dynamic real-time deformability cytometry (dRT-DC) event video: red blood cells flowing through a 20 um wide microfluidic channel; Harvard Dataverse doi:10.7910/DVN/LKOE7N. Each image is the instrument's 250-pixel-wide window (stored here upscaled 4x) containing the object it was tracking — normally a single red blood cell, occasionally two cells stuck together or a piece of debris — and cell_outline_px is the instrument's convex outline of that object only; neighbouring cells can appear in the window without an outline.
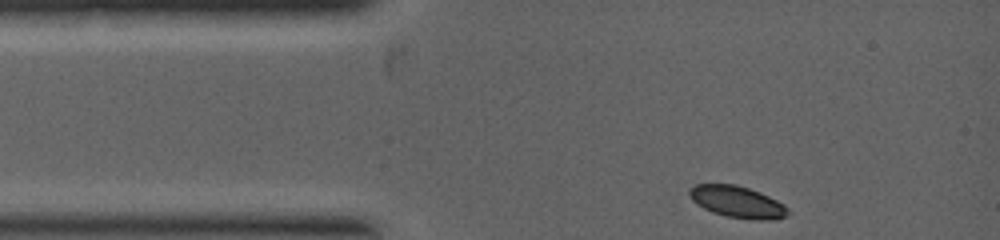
{"species": "common noctule bat (a hibernating species)", "species_latin": "Nyctalus noctula", "temperature_condition": "warm", "stored_images_in_passage": 3, "camera_frame_rate_fps": 5000, "um_per_image_px": 0.085, "animal": {"sex": "female", "body_mass_g": 19.0, "forearm_length_mm": 53.3}, "frame": {"image": 1, "passage_image": 1, "time_ms": 0.0, "image_size_px": [1000, 240], "cell_outline_px": [[792, 212], [788, 216], [772, 220], [752, 220], [724, 216], [712, 212], [696, 204], [688, 196], [688, 188], [696, 184], [736, 184], [760, 192], [784, 204]], "centroid_in_image_um": [62.68, 17.17], "position_along_channel_um": 22.3, "area_um2": 18.55}}
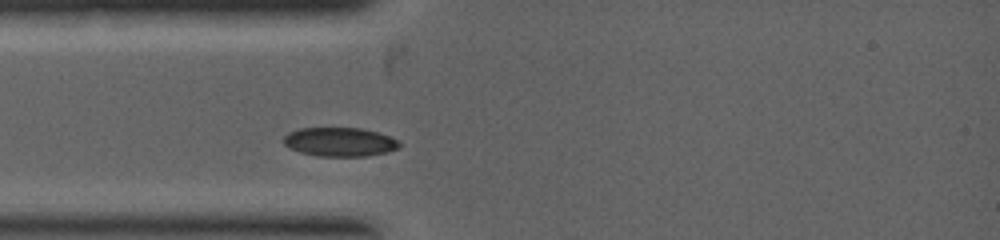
{"frame": {"image": 2, "passage_image": 3, "time_ms": 1.0, "image_size_px": [1000, 240], "cell_outline_px": [[400, 148], [388, 152], [368, 156], [316, 156], [300, 152], [288, 148], [284, 144], [284, 136], [288, 132], [300, 128], [360, 128], [376, 132], [388, 136], [396, 140], [400, 144]], "centroid_in_image_um": [28.85, 12.07], "position_along_channel_um": 56.1, "area_um2": 19.54}}